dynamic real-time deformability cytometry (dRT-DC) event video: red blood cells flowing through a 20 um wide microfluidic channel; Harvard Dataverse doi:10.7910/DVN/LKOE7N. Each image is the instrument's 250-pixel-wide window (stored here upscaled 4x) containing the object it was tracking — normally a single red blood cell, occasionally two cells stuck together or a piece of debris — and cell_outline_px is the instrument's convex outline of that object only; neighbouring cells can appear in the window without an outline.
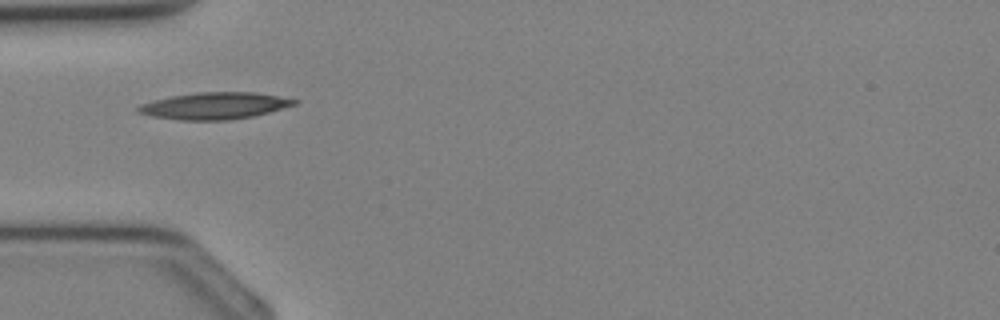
{"species": "Egyptian fruit bat (a non-hibernating species)", "species_latin": "Rousettus aegyptiacus", "temperature_condition": "cold", "stored_images_in_passage": 23, "camera_frame_rate_fps": 3000, "um_per_image_px": 0.085, "animal": {"sex": "female"}, "frame": {"image": 1, "passage_image": 1, "time_ms": 0.0, "image_size_px": [1000, 320], "cell_outline_px": [[300, 100], [296, 104], [268, 112], [252, 116], [228, 120], [180, 120], [152, 116], [136, 112], [136, 108], [140, 104], [172, 96], [196, 92], [256, 92], [280, 96]], "centroid_in_image_um": [18.24, 8.98], "position_along_channel_um": 66.8, "area_um2": 24.28}}
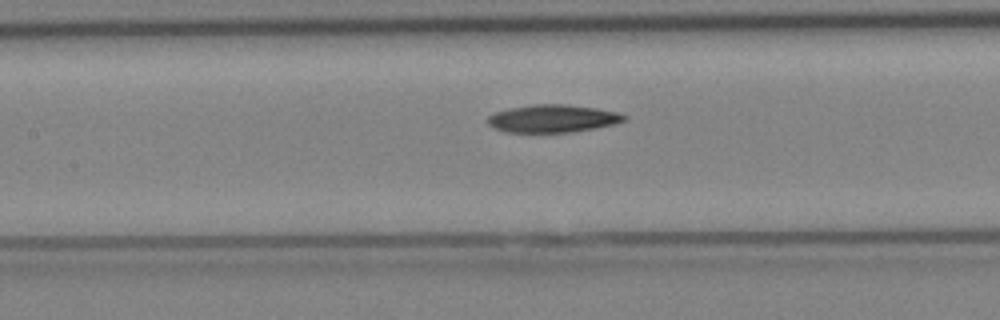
{"frame": {"image": 2, "passage_image": 6, "time_ms": 1.667, "image_size_px": [1000, 320], "cell_outline_px": [[628, 116], [624, 120], [616, 124], [572, 132], [508, 132], [496, 128], [488, 124], [488, 116], [496, 112], [512, 108], [532, 104], [564, 104], [596, 108], [616, 112]], "centroid_in_image_um": [47.01, 10.07], "position_along_channel_um": 160.4, "area_um2": 21.79}}
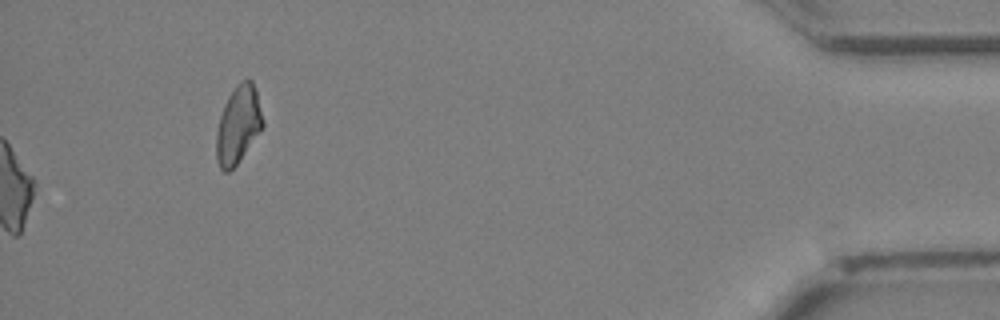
{"frame": {"image": 3, "passage_image": 23, "time_ms": 7.333, "image_size_px": [1000, 320], "cell_outline_px": [[264, 124], [236, 164], [228, 172], [224, 172], [220, 168], [216, 160], [216, 132], [220, 116], [224, 104], [228, 96], [236, 84], [240, 80], [252, 80], [256, 88], [264, 120]], "centroid_in_image_um": [20.23, 10.56], "position_along_channel_um": 415.0, "area_um2": 20.87}}